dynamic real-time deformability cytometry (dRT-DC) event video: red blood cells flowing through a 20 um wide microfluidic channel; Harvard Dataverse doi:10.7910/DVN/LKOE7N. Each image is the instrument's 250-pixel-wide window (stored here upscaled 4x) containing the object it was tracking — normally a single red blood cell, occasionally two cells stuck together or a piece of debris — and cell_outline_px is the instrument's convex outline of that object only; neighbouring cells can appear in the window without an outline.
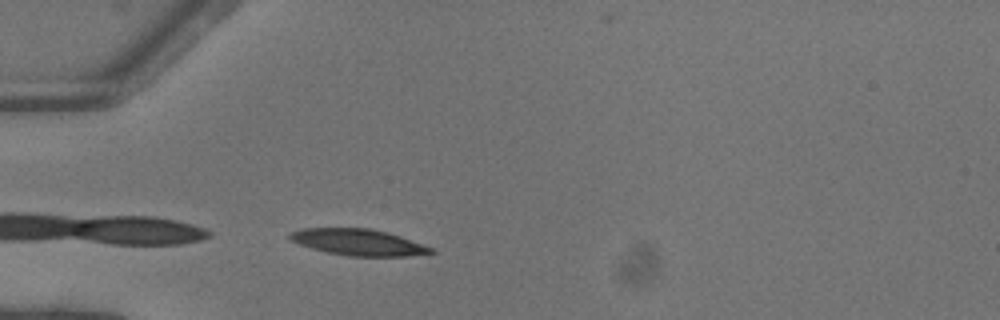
{"species": "common noctule bat (a hibernating species)", "species_latin": "Nyctalus noctula", "temperature_condition": "warm", "stored_images_in_passage": 34, "camera_frame_rate_fps": 3000, "um_per_image_px": 0.085, "animal": {"sex": "female"}, "frame": {"image": 1, "passage_image": 1, "time_ms": 0.0, "image_size_px": [1000, 320], "cell_outline_px": [[436, 252], [408, 256], [348, 256], [328, 252], [312, 248], [300, 244], [292, 240], [288, 236], [288, 232], [300, 228], [372, 228], [388, 232], [436, 248]], "centroid_in_image_um": [30.49, 20.58], "position_along_channel_um": 54.5, "area_um2": 21.79}}
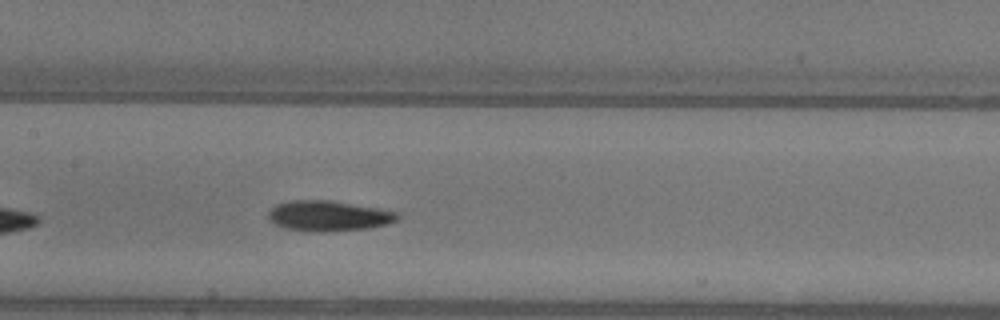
{"frame": {"image": 2, "passage_image": 11, "time_ms": 3.333, "image_size_px": [1000, 320], "cell_outline_px": [[400, 216], [396, 220], [388, 224], [368, 228], [324, 232], [312, 232], [284, 228], [268, 220], [268, 212], [276, 204], [292, 200], [332, 200], [376, 208], [396, 212]], "centroid_in_image_um": [27.89, 18.35], "position_along_channel_um": 179.5, "area_um2": 22.89}}
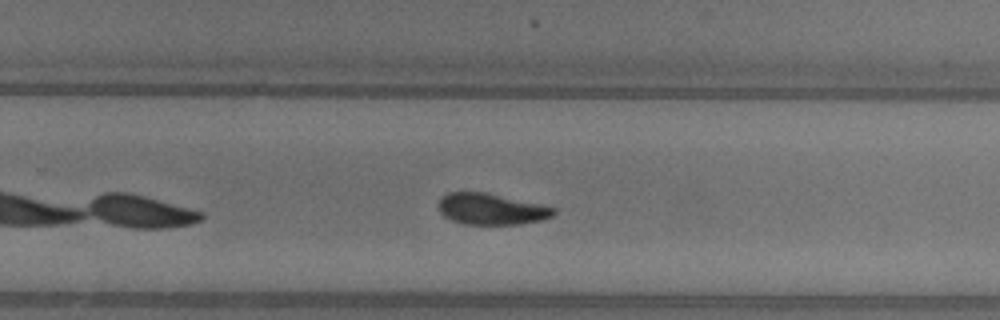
{"frame": {"image": 3, "passage_image": 19, "time_ms": 6.0, "image_size_px": [1000, 320], "cell_outline_px": [[556, 212], [552, 216], [540, 220], [520, 224], [464, 224], [452, 220], [444, 216], [436, 208], [440, 196], [448, 192], [484, 192], [540, 204], [556, 208]], "centroid_in_image_um": [41.7, 17.76], "position_along_channel_um": 288.1, "area_um2": 20.98}, "authors_computed_cell_mechanics": {"area_um2": 22.4553, "velocity_mm_per_s": 4.0954, "shape_relaxation_time_tau1_ms": 4.4297, "shape_relaxation_time_tau2_ms": 2.7357, "deformation_change_tau1": 0.1829, "deformation_change_tau2": 0.0857}}